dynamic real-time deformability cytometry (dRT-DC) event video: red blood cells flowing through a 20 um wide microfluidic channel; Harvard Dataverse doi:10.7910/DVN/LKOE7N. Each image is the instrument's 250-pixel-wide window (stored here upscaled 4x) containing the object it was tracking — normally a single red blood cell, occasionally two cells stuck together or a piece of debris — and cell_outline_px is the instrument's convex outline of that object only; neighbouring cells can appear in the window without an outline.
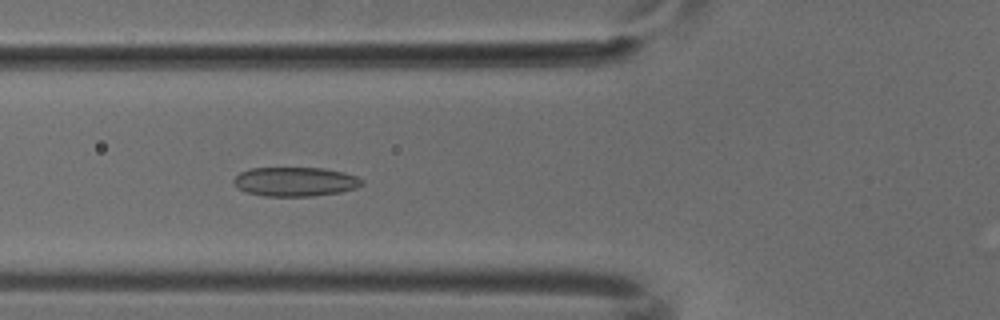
{"species": "common noctule bat (a hibernating species)", "species_latin": "Nyctalus noctula", "temperature_condition": "cold", "stored_images_in_passage": 8, "camera_frame_rate_fps": 3000, "um_per_image_px": 0.085, "animal": {"sex": "male", "body_mass_g": 18.8}, "frame": {"image": 1, "passage_image": 5, "time_ms": 1.333, "image_size_px": [1000, 320], "cell_outline_px": [[364, 184], [356, 188], [340, 192], [312, 196], [264, 196], [248, 192], [236, 188], [232, 180], [240, 172], [248, 168], [324, 168], [344, 172], [356, 176], [364, 180]], "centroid_in_image_um": [25.09, 15.44], "position_along_channel_um": 100.7, "area_um2": 21.96}}
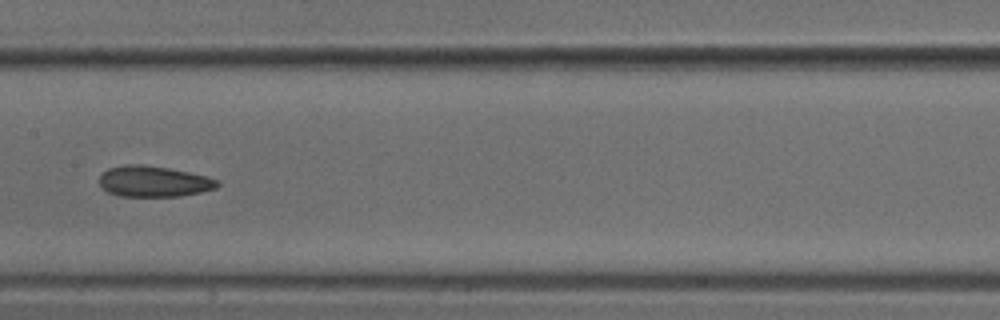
{"frame": {"image": 2, "passage_image": 7, "time_ms": 2.0, "image_size_px": [1000, 320], "cell_outline_px": [[220, 184], [216, 188], [200, 192], [180, 196], [120, 196], [108, 192], [100, 184], [100, 176], [108, 168], [124, 164], [140, 164], [168, 168], [188, 172], [204, 176], [216, 180]], "centroid_in_image_um": [13.04, 15.42], "position_along_channel_um": 194.4, "area_um2": 20.98}}
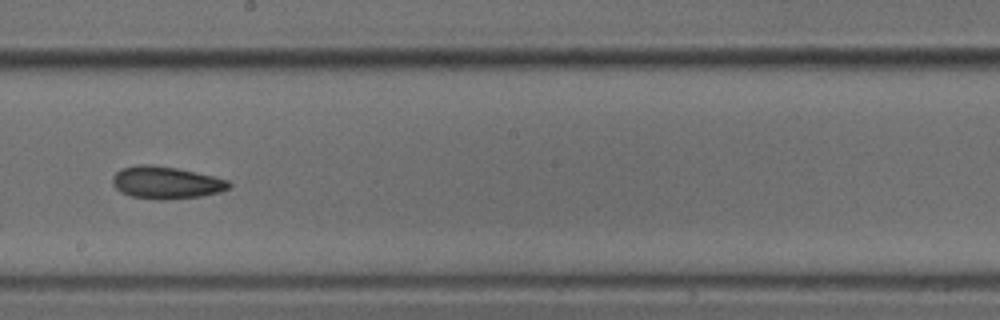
{"frame": {"image": 3, "passage_image": 8, "time_ms": 2.333, "image_size_px": [1000, 320], "cell_outline_px": [[232, 188], [220, 192], [200, 196], [164, 200], [156, 200], [132, 196], [120, 192], [112, 184], [112, 176], [120, 168], [136, 164], [148, 164], [176, 168], [212, 176], [228, 180], [232, 184]], "centroid_in_image_um": [14.1, 15.52], "position_along_channel_um": 234.1, "area_um2": 22.08}}